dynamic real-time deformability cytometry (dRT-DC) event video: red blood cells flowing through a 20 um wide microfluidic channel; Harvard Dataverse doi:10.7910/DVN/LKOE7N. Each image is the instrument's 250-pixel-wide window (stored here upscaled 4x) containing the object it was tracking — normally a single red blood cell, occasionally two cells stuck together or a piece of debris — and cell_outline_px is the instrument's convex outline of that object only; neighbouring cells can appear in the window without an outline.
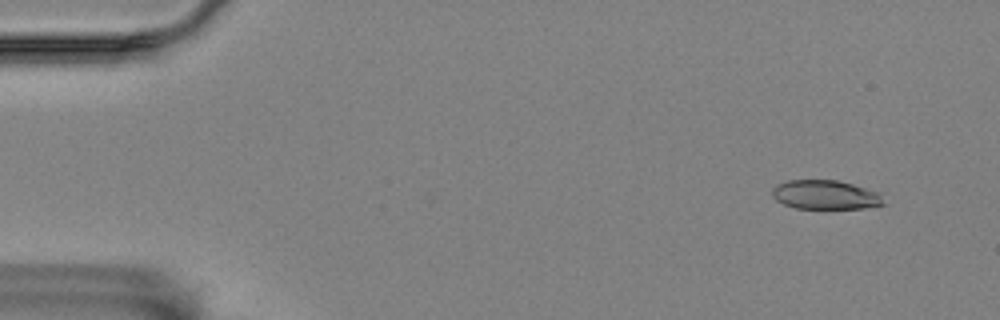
{"species": "Egyptian fruit bat (a non-hibernating species)", "species_latin": "Rousettus aegyptiacus", "temperature_condition": "room temperature", "stored_images_in_passage": 12, "camera_frame_rate_fps": 3000, "um_per_image_px": 0.085, "animal": {"sex": "female"}, "frame": {"image": 1, "passage_image": 4, "time_ms": 1.0, "image_size_px": [1000, 320], "cell_outline_px": [[884, 204], [864, 208], [796, 208], [784, 204], [776, 200], [772, 196], [772, 188], [776, 184], [788, 180], [836, 180], [852, 184], [880, 192]], "centroid_in_image_um": [70.13, 16.55], "position_along_channel_um": 14.9, "area_um2": 18.84}}